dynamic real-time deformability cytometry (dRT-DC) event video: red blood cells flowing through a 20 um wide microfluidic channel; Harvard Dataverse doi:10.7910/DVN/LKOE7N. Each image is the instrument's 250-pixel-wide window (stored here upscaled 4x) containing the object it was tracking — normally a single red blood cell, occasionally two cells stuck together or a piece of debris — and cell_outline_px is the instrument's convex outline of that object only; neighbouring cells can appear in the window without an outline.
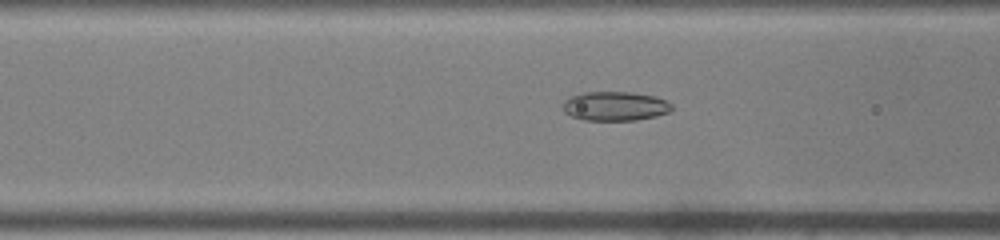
{"species": "common noctule bat (a hibernating species)", "species_latin": "Nyctalus noctula", "temperature_condition": "warm", "stored_images_in_passage": 35, "camera_frame_rate_fps": 3000, "um_per_image_px": 0.085, "animal": {"sex": "male", "body_mass_g": 19.0, "forearm_length_mm": 50.8}, "frame": {"image": 1, "passage_image": 5, "time_ms": 1.333, "image_size_px": [1000, 240], "cell_outline_px": [[672, 108], [668, 112], [656, 116], [636, 120], [584, 120], [572, 116], [564, 112], [564, 100], [572, 96], [584, 92], [628, 92], [656, 96], [668, 100], [672, 104]], "centroid_in_image_um": [52.31, 9.02], "position_along_channel_um": 114.3, "area_um2": 18.5}}
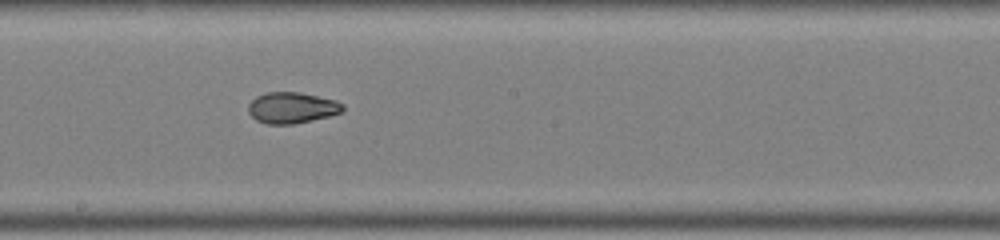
{"frame": {"image": 2, "passage_image": 13, "time_ms": 4.0, "image_size_px": [1000, 240], "cell_outline_px": [[344, 108], [340, 112], [328, 116], [292, 124], [268, 124], [256, 120], [248, 112], [248, 104], [256, 96], [268, 92], [300, 92], [336, 100], [344, 104]], "centroid_in_image_um": [24.79, 9.15], "position_along_channel_um": 223.4, "area_um2": 16.99}}
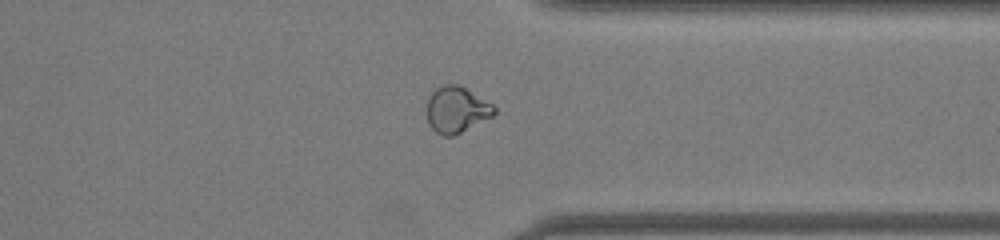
{"frame": {"image": 3, "passage_image": 24, "time_ms": 7.667, "image_size_px": [1000, 240], "cell_outline_px": [[496, 112], [492, 116], [452, 136], [444, 136], [436, 132], [428, 124], [428, 96], [436, 88], [444, 84], [460, 84], [492, 104], [496, 108]], "centroid_in_image_um": [38.8, 9.3], "position_along_channel_um": 372.6, "area_um2": 17.92}, "authors_computed_cell_mechanics": {"area_um2": 17.8602, "velocity_mm_per_s": 4.0922, "shape_relaxation_time_tau1_ms": null, "shape_relaxation_time_tau2_ms": 1.2293, "deformation_change_tau1": null, "deformation_change_tau2": 0.0574}}